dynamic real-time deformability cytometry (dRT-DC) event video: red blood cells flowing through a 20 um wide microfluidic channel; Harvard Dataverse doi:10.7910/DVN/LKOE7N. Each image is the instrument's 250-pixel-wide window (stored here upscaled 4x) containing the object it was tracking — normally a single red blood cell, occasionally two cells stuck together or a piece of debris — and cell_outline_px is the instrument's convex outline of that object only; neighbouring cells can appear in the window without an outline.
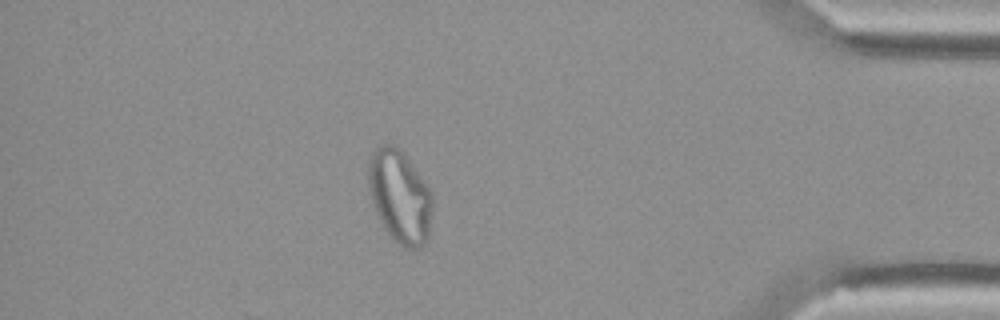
{"species": "Egyptian fruit bat (a non-hibernating species)", "species_latin": "Rousettus aegyptiacus", "temperature_condition": "cold", "stored_images_in_passage": 50, "camera_frame_rate_fps": 3000, "um_per_image_px": 0.085, "animal": {"sex": "female"}, "frame": {"image": 1, "passage_image": 43, "time_ms": 14.0, "image_size_px": [1000, 320], "cell_outline_px": [[432, 204], [428, 236], [424, 244], [420, 248], [404, 248], [392, 240], [384, 228], [372, 204], [368, 188], [368, 164], [372, 152], [376, 148], [384, 144], [396, 144], [404, 152], [432, 192]], "centroid_in_image_um": [33.97, 16.69], "position_along_channel_um": 401.2, "area_um2": 34.97}}